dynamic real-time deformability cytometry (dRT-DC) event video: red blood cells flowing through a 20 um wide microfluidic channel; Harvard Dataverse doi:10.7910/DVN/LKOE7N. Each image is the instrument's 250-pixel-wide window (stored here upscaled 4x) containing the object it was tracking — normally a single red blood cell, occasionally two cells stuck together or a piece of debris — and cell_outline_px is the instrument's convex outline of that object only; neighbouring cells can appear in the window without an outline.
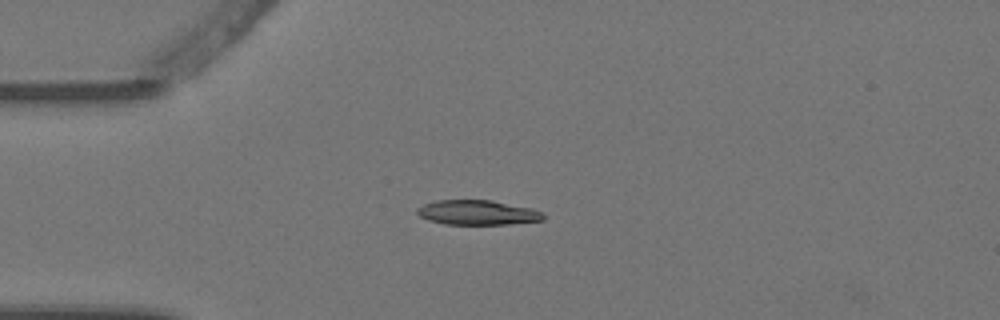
{"species": "Egyptian fruit bat (a non-hibernating species)", "species_latin": "Rousettus aegyptiacus", "temperature_condition": "warm", "stored_images_in_passage": 3, "camera_frame_rate_fps": 3000, "um_per_image_px": 0.085, "animal": {"sex": "female"}, "frame": {"image": 1, "passage_image": 2, "time_ms": 0.333, "image_size_px": [1000, 320], "cell_outline_px": [[544, 220], [508, 224], [444, 224], [428, 220], [420, 216], [416, 212], [416, 208], [424, 204], [436, 200], [492, 200], [532, 208], [544, 212]], "centroid_in_image_um": [40.59, 18.06], "position_along_channel_um": 44.4, "area_um2": 18.26}}